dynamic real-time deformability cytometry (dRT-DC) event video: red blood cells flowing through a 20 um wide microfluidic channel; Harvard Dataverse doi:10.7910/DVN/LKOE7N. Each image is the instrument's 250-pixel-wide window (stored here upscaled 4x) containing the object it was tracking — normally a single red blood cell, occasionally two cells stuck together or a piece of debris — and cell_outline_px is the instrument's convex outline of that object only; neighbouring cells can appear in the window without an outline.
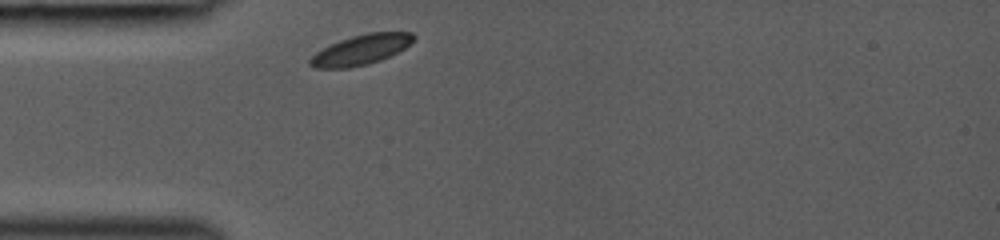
{"species": "common noctule bat (a hibernating species)", "species_latin": "Nyctalus noctula", "temperature_condition": "room temperature", "stored_images_in_passage": 27, "camera_frame_rate_fps": 3000, "um_per_image_px": 0.085, "animal": {"sex": "female", "body_mass_g": 19.0, "forearm_length_mm": 53.3}, "frame": {"image": 1, "passage_image": 1, "time_ms": 0.0, "image_size_px": [1000, 240], "cell_outline_px": [[416, 36], [404, 48], [380, 60], [368, 64], [348, 68], [316, 68], [308, 64], [308, 60], [316, 52], [340, 40], [352, 36], [368, 32], [412, 32]], "centroid_in_image_um": [30.66, 4.23], "position_along_channel_um": 54.3, "area_um2": 17.86}}
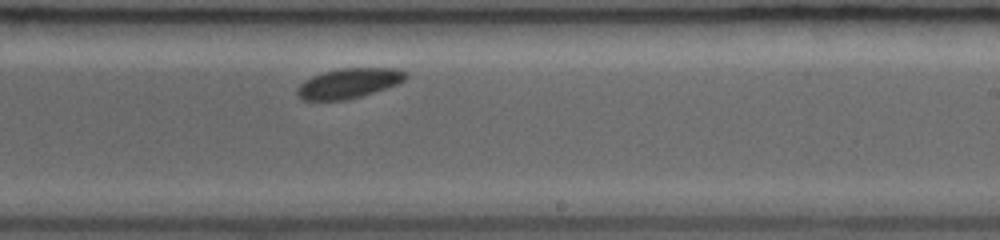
{"frame": {"image": 2, "passage_image": 16, "time_ms": 5.0, "image_size_px": [1000, 240], "cell_outline_px": [[408, 76], [404, 80], [396, 84], [360, 96], [344, 100], [300, 100], [296, 96], [296, 88], [304, 80], [312, 76], [324, 72], [340, 68], [396, 68], [408, 72]], "centroid_in_image_um": [29.6, 7.07], "position_along_channel_um": 259.4, "area_um2": 18.9}}
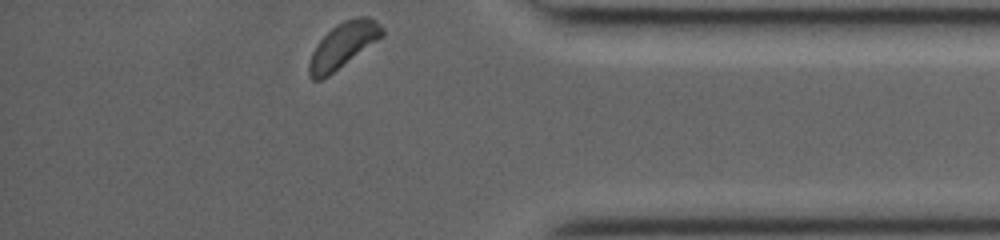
{"frame": {"image": 3, "passage_image": 27, "time_ms": 8.667, "image_size_px": [1000, 240], "cell_outline_px": [[384, 36], [328, 76], [320, 80], [312, 80], [308, 76], [308, 64], [312, 52], [320, 40], [336, 24], [344, 20], [360, 16], [368, 16], [376, 20], [384, 28]], "centroid_in_image_um": [29.17, 3.84], "position_along_channel_um": 406.0, "area_um2": 19.31}}